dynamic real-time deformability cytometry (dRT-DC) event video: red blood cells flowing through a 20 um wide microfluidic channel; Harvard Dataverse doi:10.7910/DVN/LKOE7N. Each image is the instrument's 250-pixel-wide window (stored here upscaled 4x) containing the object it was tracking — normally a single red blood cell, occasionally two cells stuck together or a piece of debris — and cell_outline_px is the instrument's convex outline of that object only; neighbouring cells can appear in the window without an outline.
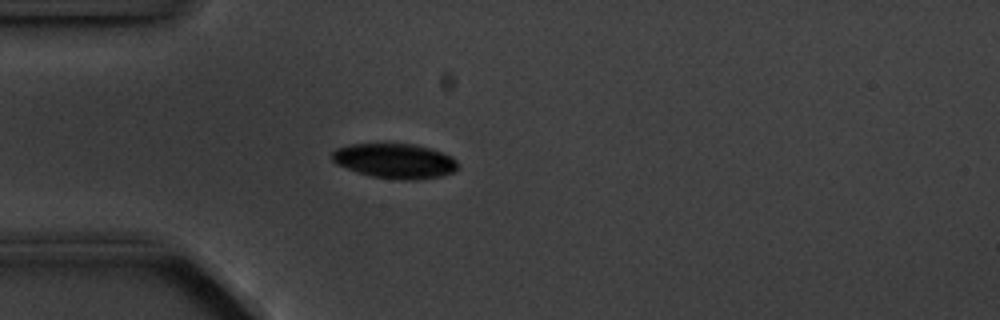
{"species": "common noctule bat (a hibernating species)", "species_latin": "Nyctalus noctula", "temperature_condition": "cold", "stored_images_in_passage": 6, "camera_frame_rate_fps": 3000, "um_per_image_px": 0.085, "animal": {"sex": "male", "body_mass_g": 20.1, "forearm_length_mm": 53.5}, "frame": {"image": 1, "passage_image": 4, "time_ms": 3.667, "image_size_px": [1000, 320], "cell_outline_px": [[456, 172], [440, 176], [416, 180], [396, 180], [372, 176], [356, 172], [336, 164], [332, 160], [332, 152], [336, 148], [352, 144], [416, 144], [432, 148], [452, 156], [456, 160]], "centroid_in_image_um": [33.57, 13.68], "position_along_channel_um": 51.4, "area_um2": 25.72}}